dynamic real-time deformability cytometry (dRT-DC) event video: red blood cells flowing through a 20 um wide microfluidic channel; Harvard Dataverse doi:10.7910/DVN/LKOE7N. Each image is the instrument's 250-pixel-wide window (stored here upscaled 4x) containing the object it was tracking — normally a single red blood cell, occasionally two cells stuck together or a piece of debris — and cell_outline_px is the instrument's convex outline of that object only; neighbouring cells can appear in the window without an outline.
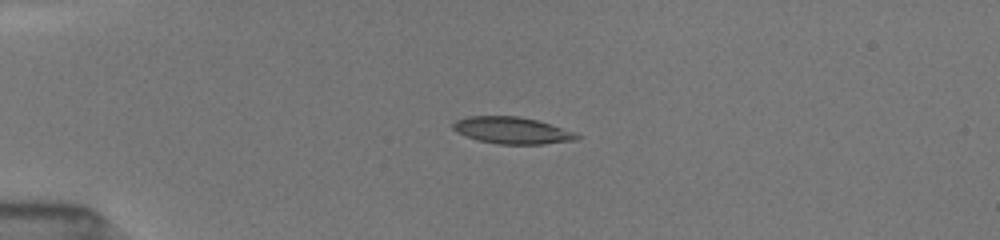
{"species": "common noctule bat (a hibernating species)", "species_latin": "Nyctalus noctula", "temperature_condition": "room temperature", "stored_images_in_passage": 28, "camera_frame_rate_fps": 3000, "um_per_image_px": 0.085, "animal": {"sex": "female", "body_mass_g": 19.5, "forearm_length_mm": 54.1}, "frame": {"image": 1, "passage_image": 1, "time_ms": 0.0, "image_size_px": [1000, 240], "cell_outline_px": [[580, 140], [544, 144], [496, 144], [476, 140], [456, 132], [452, 128], [452, 124], [456, 120], [468, 116], [516, 116], [536, 120], [576, 132], [580, 136]], "centroid_in_image_um": [43.53, 11.1], "position_along_channel_um": 41.5, "area_um2": 19.48}}
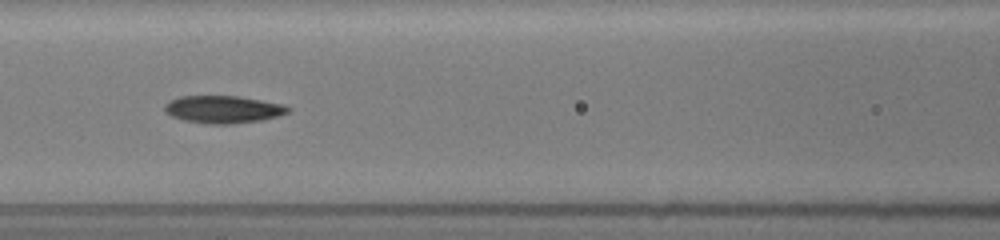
{"frame": {"image": 2, "passage_image": 8, "time_ms": 3.667, "image_size_px": [1000, 240], "cell_outline_px": [[292, 108], [288, 112], [264, 120], [232, 124], [208, 124], [184, 120], [172, 116], [164, 112], [164, 104], [180, 96], [240, 96], [280, 104]], "centroid_in_image_um": [18.95, 9.3], "position_along_channel_um": 147.7, "area_um2": 19.71}}
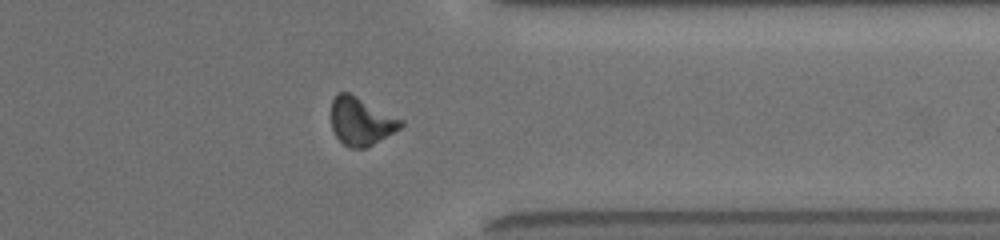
{"frame": {"image": 3, "passage_image": 20, "time_ms": 9.667, "image_size_px": [1000, 240], "cell_outline_px": [[404, 124], [400, 128], [368, 148], [348, 148], [336, 136], [332, 128], [332, 100], [336, 92], [348, 92], [404, 120]], "centroid_in_image_um": [30.69, 10.32], "position_along_channel_um": 380.7, "area_um2": 19.42}, "authors_computed_cell_mechanics": {"area_um2": 19.4497, "velocity_mm_per_s": 3.9494, "shape_relaxation_time_tau1_ms": 6.2846, "shape_relaxation_time_tau2_ms": 3.8061, "deformation_change_tau1": 0.1892, "deformation_change_tau2": 0.1018}}